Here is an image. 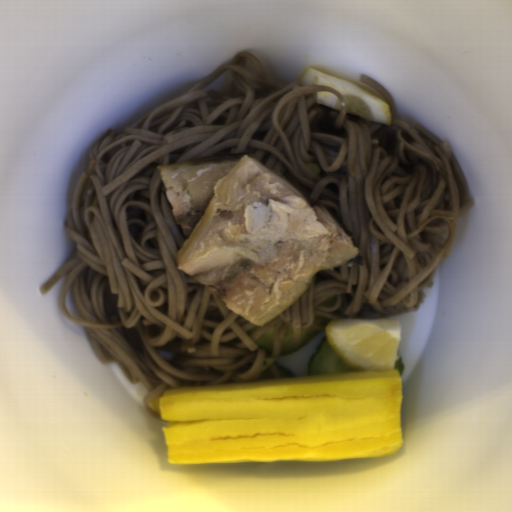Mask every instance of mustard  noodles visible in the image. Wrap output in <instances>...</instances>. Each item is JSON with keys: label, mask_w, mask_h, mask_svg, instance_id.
<instances>
[{"label": "mustard noodles", "mask_w": 512, "mask_h": 512, "mask_svg": "<svg viewBox=\"0 0 512 512\" xmlns=\"http://www.w3.org/2000/svg\"><path fill=\"white\" fill-rule=\"evenodd\" d=\"M390 111V125L347 113L327 85L271 84L241 51L183 95L106 130L85 149L65 190L64 226L75 242L43 295L66 274L61 313L84 327L101 365L116 363L143 402L157 386L281 380L275 364L308 377L332 320H372L417 310L475 199L447 140L400 119L386 86L361 74ZM338 95L342 109L314 103ZM245 153L326 209L359 252L320 270L298 300L262 326L228 309L216 287L177 268L187 239L172 215L159 165ZM305 162L318 165L321 176ZM275 326L272 356L254 342ZM287 325L322 332L281 355Z\"/></svg>", "instance_id": "obj_1"}]
</instances>
